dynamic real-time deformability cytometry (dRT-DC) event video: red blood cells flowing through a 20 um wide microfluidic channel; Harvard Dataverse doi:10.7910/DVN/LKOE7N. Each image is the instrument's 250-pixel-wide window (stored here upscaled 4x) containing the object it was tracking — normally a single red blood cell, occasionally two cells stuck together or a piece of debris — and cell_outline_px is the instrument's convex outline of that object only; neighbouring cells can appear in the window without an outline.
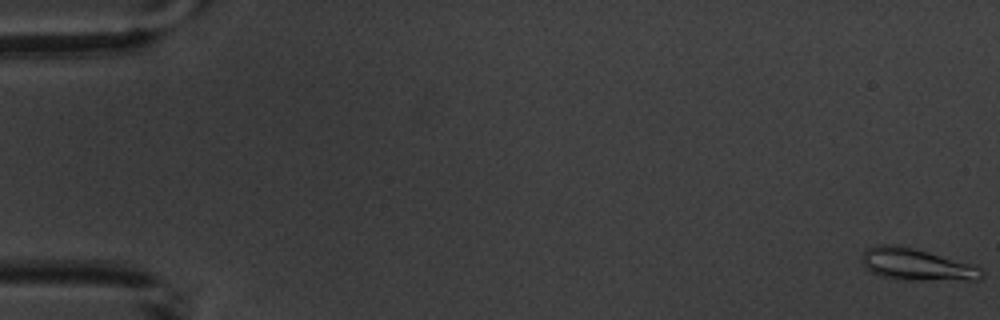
{"species": "common noctule bat (a hibernating species)", "species_latin": "Nyctalus noctula", "temperature_condition": "warm", "stored_images_in_passage": 9, "camera_frame_rate_fps": 3000, "um_per_image_px": 0.085, "animal": {"sex": "male", "body_mass_g": 20.1, "forearm_length_mm": 53.5}, "frame": {"image": 1, "passage_image": 1, "time_ms": 0.0, "image_size_px": [1000, 320], "cell_outline_px": [[984, 276], [980, 280], [900, 280], [880, 276], [872, 272], [860, 260], [860, 256], [868, 248], [880, 244], [896, 244], [928, 252], [980, 268], [984, 272]], "centroid_in_image_um": [77.86, 22.5], "position_along_channel_um": 7.1, "area_um2": 22.02}}
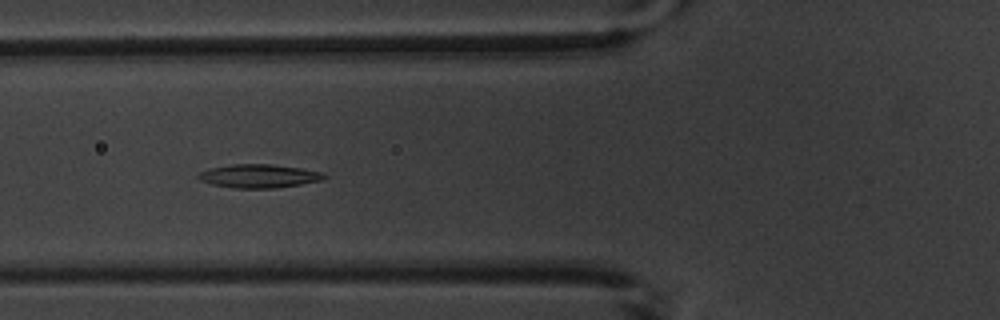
{"frame": {"image": 2, "passage_image": 7, "time_ms": 7.0, "image_size_px": [1000, 320], "cell_outline_px": [[328, 176], [320, 180], [300, 184], [276, 188], [232, 188], [212, 184], [200, 180], [196, 176], [200, 172], [208, 168], [232, 164], [272, 164], [300, 168], [324, 172]], "centroid_in_image_um": [21.99, 14.96], "position_along_channel_um": 103.8, "area_um2": 17.28}}
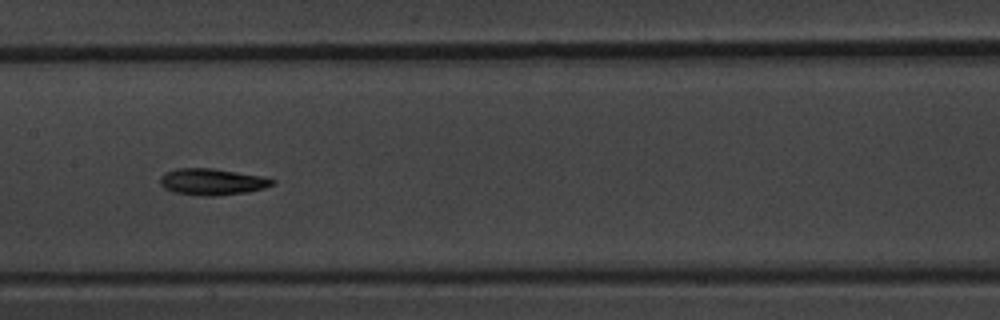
{"frame": {"image": 3, "passage_image": 9, "time_ms": 9.333, "image_size_px": [1000, 320], "cell_outline_px": [[276, 184], [264, 188], [248, 192], [220, 196], [200, 196], [176, 192], [164, 188], [160, 184], [160, 176], [164, 172], [176, 168], [212, 168], [260, 176], [276, 180]], "centroid_in_image_um": [18.03, 15.46], "position_along_channel_um": 189.4, "area_um2": 17.46}}